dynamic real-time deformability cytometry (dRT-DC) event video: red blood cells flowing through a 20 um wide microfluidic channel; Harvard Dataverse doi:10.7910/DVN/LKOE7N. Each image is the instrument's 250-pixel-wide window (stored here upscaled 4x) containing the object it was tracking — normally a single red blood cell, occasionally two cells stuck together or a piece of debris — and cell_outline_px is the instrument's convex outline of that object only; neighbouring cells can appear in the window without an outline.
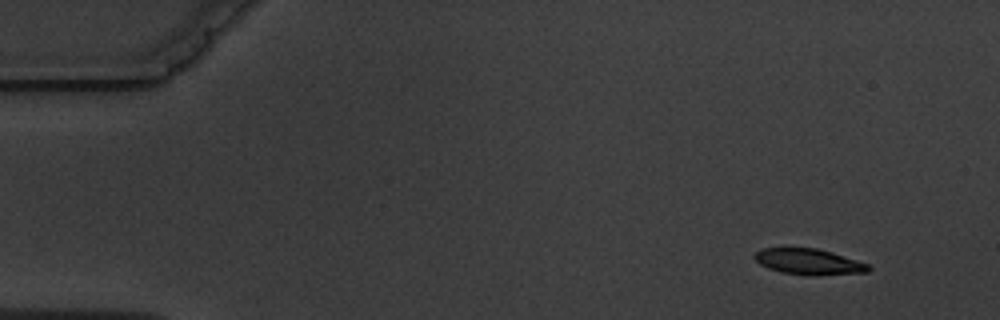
{"species": "common noctule bat (a hibernating species)", "species_latin": "Nyctalus noctula", "temperature_condition": "warm", "stored_images_in_passage": 4, "camera_frame_rate_fps": 3000, "um_per_image_px": 0.085, "animal": {"sex": "male", "body_mass_g": 19.5, "forearm_length_mm": 54.6}, "frame": {"image": 1, "passage_image": 1, "time_ms": 0.0, "image_size_px": [1000, 320], "cell_outline_px": [[872, 268], [868, 272], [780, 272], [768, 268], [760, 264], [752, 256], [756, 252], [764, 248], [816, 248], [832, 252], [868, 264]], "centroid_in_image_um": [68.67, 22.17], "position_along_channel_um": 16.3, "area_um2": 15.9}}